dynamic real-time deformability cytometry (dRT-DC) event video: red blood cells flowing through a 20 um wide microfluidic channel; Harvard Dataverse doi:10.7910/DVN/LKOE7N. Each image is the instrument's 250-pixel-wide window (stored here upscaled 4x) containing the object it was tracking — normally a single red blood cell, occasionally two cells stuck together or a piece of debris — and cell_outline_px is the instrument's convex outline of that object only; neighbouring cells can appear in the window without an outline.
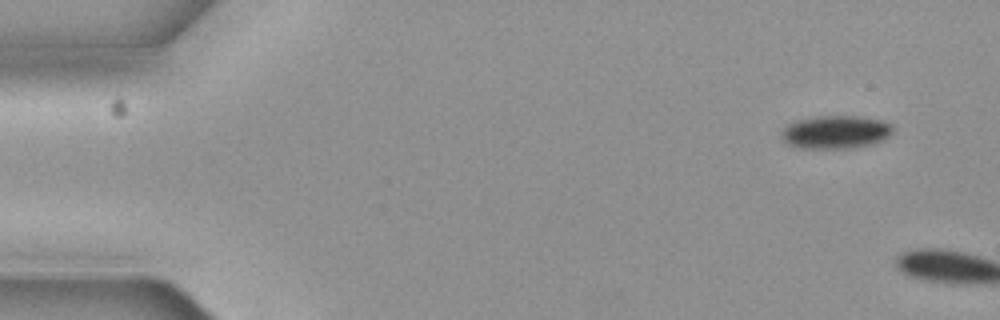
{"species": "common noctule bat (a hibernating species)", "species_latin": "Nyctalus noctula", "temperature_condition": "cold", "stored_images_in_passage": 2, "camera_frame_rate_fps": 3000, "um_per_image_px": 0.085, "animal": {"sex": "female", "body_mass_g": 19.3, "forearm_length_mm": 54.1}, "frame": {"image": 1, "passage_image": 1, "time_ms": 0.0, "image_size_px": [1000, 320], "cell_outline_px": [[892, 132], [884, 140], [872, 144], [856, 148], [800, 148], [788, 144], [784, 140], [784, 128], [788, 124], [796, 120], [816, 116], [856, 116], [880, 120], [892, 124]], "centroid_in_image_um": [71.07, 11.23], "position_along_channel_um": 13.9, "area_um2": 21.39}}